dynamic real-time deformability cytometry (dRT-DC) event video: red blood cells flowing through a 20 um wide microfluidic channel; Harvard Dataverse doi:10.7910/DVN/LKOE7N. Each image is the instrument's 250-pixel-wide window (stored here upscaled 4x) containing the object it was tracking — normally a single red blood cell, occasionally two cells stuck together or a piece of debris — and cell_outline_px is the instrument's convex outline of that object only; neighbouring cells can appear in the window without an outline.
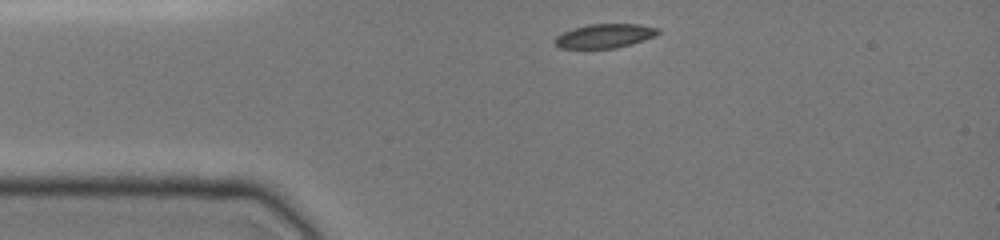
{"species": "common noctule bat (a hibernating species)", "species_latin": "Nyctalus noctula", "temperature_condition": "cold", "stored_images_in_passage": 33, "camera_frame_rate_fps": 3000, "um_per_image_px": 0.085, "animal": {"sex": "female", "body_mass_g": 19.0, "forearm_length_mm": 51.5}, "frame": {"image": 1, "passage_image": 1, "time_ms": 0.0, "image_size_px": [1000, 240], "cell_outline_px": [[660, 32], [656, 36], [616, 48], [560, 48], [552, 40], [556, 36], [572, 28], [588, 24], [640, 24], [660, 28]], "centroid_in_image_um": [51.4, 3.04], "position_along_channel_um": 33.6, "area_um2": 14.51}}
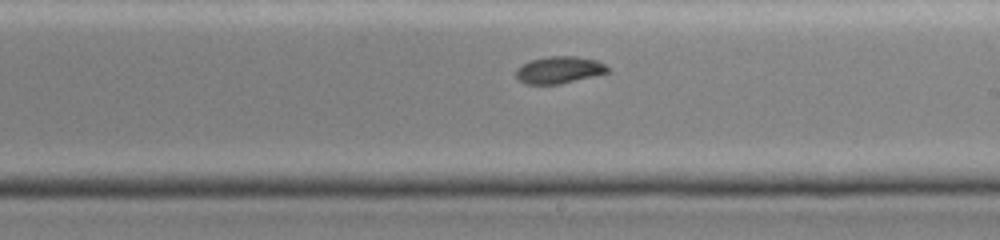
{"frame": {"image": 2, "passage_image": 19, "time_ms": 6.0, "image_size_px": [1000, 240], "cell_outline_px": [[608, 72], [560, 84], [524, 84], [516, 76], [516, 68], [520, 64], [528, 60], [548, 56], [576, 56], [596, 60], [604, 64], [608, 68]], "centroid_in_image_um": [47.46, 5.93], "position_along_channel_um": 241.5, "area_um2": 14.45}}
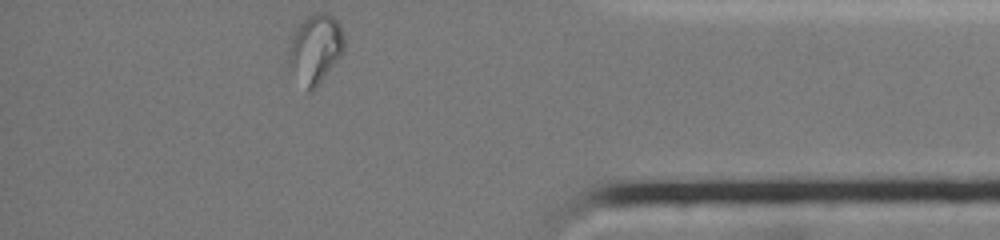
{"frame": {"image": 3, "passage_image": 33, "time_ms": 10.667, "image_size_px": [1000, 240], "cell_outline_px": [[344, 48], [340, 56], [316, 88], [312, 92], [308, 92], [288, 64], [288, 52], [292, 36], [296, 28], [304, 16], [312, 12], [324, 12], [332, 16], [340, 24], [344, 40]], "centroid_in_image_um": [26.79, 4.11], "position_along_channel_um": 408.4, "area_um2": 22.31}, "authors_computed_cell_mechanics": {"area_um2": 15.2592, "velocity_mm_per_s": 3.9584, "shape_relaxation_time_tau1_ms": null, "shape_relaxation_time_tau2_ms": 2.5485, "deformation_change_tau1": null, "deformation_change_tau2": 0.0418}}